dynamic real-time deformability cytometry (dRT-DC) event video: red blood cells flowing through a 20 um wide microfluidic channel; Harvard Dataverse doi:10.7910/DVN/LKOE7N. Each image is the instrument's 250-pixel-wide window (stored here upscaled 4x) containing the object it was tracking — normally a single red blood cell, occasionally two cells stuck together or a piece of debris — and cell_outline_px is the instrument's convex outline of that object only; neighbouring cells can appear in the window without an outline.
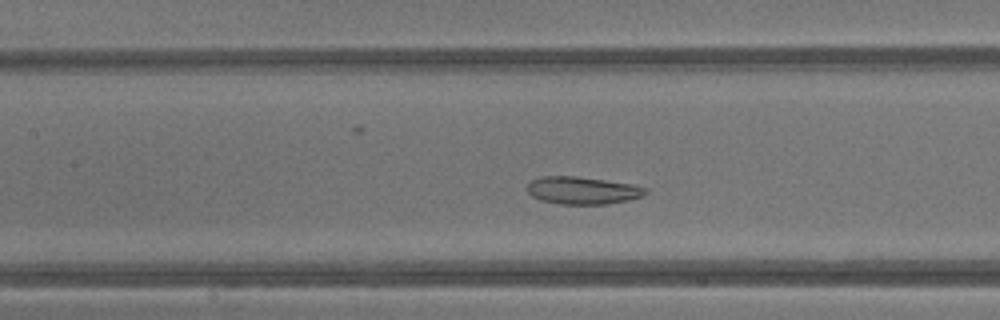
{"species": "common noctule bat (a hibernating species)", "species_latin": "Nyctalus noctula", "temperature_condition": "warm", "stored_images_in_passage": 37, "camera_frame_rate_fps": 3000, "um_per_image_px": 0.085, "animal": {"sex": "male", "body_mass_g": 13.3}, "frame": {"image": 1, "passage_image": 14, "time_ms": 4.333, "image_size_px": [1000, 320], "cell_outline_px": [[648, 192], [640, 196], [628, 200], [608, 204], [560, 204], [540, 200], [532, 196], [528, 192], [528, 184], [532, 180], [540, 176], [576, 176], [632, 184], [648, 188]], "centroid_in_image_um": [49.51, 16.18], "position_along_channel_um": 157.9, "area_um2": 18.9}}
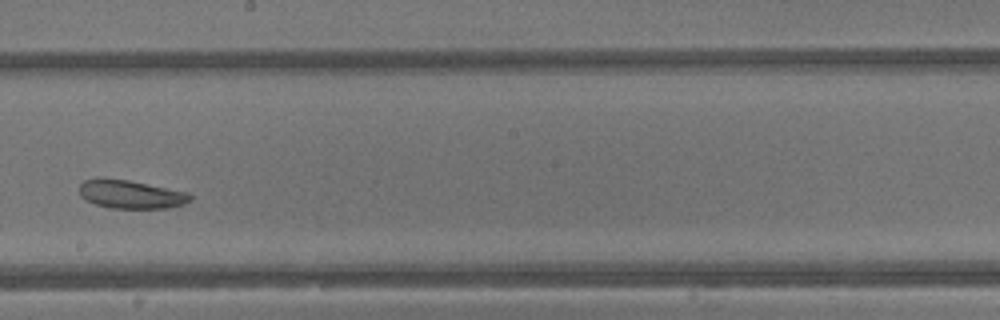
{"frame": {"image": 2, "passage_image": 19, "time_ms": 6.0, "image_size_px": [1000, 320], "cell_outline_px": [[192, 200], [184, 204], [168, 208], [108, 208], [96, 204], [80, 196], [80, 184], [84, 180], [100, 176], [128, 180], [188, 192], [192, 196]], "centroid_in_image_um": [11.11, 16.5], "position_along_channel_um": 237.1, "area_um2": 18.55}}
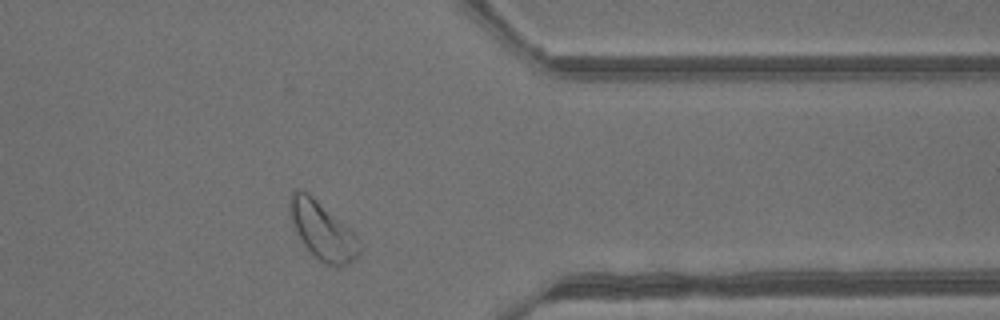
{"frame": {"image": 3, "passage_image": 29, "time_ms": 9.333, "image_size_px": [1000, 320], "cell_outline_px": [[364, 248], [344, 268], [336, 268], [312, 256], [296, 232], [292, 224], [288, 208], [288, 200], [292, 192], [296, 188], [300, 188], [308, 192], [348, 228], [356, 236]], "centroid_in_image_um": [27.38, 19.62], "position_along_channel_um": 384.0, "area_um2": 23.58}, "authors_computed_cell_mechanics": {"area_um2": 21.964, "velocity_mm_per_s": 4.7769, "shape_relaxation_time_tau1_ms": null, "shape_relaxation_time_tau2_ms": 4.0995, "deformation_change_tau1": null, "deformation_change_tau2": 0.1249}}